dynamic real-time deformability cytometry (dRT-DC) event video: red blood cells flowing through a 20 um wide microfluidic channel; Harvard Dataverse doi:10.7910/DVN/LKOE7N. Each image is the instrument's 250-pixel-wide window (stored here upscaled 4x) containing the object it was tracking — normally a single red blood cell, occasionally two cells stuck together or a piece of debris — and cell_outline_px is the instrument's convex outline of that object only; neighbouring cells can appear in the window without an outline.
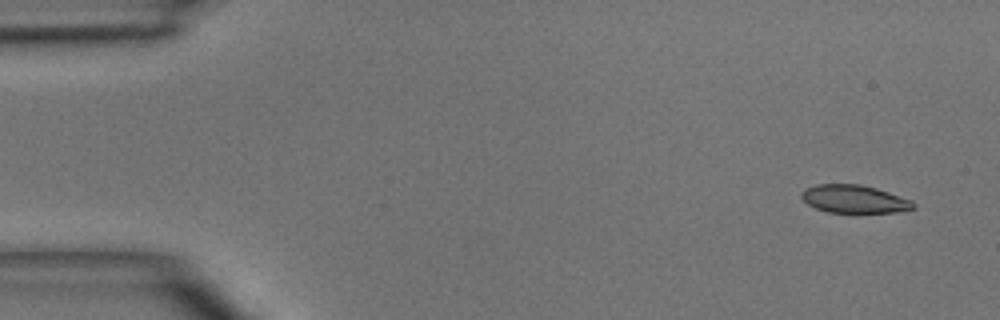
{"species": "common noctule bat (a hibernating species)", "species_latin": "Nyctalus noctula", "temperature_condition": "room temperature", "stored_images_in_passage": 3, "camera_frame_rate_fps": 3000, "um_per_image_px": 0.085, "animal": {"sex": "male", "body_mass_g": 15.6}, "frame": {"image": 1, "passage_image": 1, "time_ms": 0.0, "image_size_px": [1000, 320], "cell_outline_px": [[916, 208], [896, 212], [828, 212], [816, 208], [808, 204], [800, 196], [800, 192], [804, 188], [816, 184], [860, 184], [876, 188], [912, 200], [916, 204]], "centroid_in_image_um": [72.6, 16.91], "position_along_channel_um": 12.4, "area_um2": 18.26}}
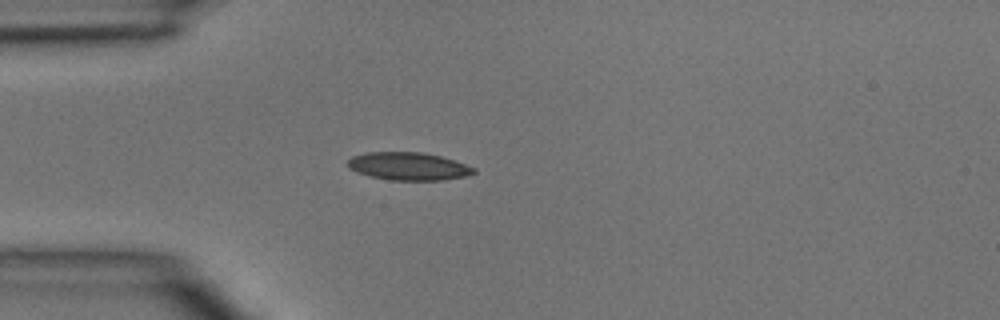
{"frame": {"image": 2, "passage_image": 3, "time_ms": 3.333, "image_size_px": [1000, 320], "cell_outline_px": [[476, 172], [464, 176], [444, 180], [392, 180], [372, 176], [356, 172], [348, 168], [348, 160], [352, 156], [368, 152], [420, 152], [440, 156], [476, 168]], "centroid_in_image_um": [34.7, 14.13], "position_along_channel_um": 50.3, "area_um2": 20.23}}